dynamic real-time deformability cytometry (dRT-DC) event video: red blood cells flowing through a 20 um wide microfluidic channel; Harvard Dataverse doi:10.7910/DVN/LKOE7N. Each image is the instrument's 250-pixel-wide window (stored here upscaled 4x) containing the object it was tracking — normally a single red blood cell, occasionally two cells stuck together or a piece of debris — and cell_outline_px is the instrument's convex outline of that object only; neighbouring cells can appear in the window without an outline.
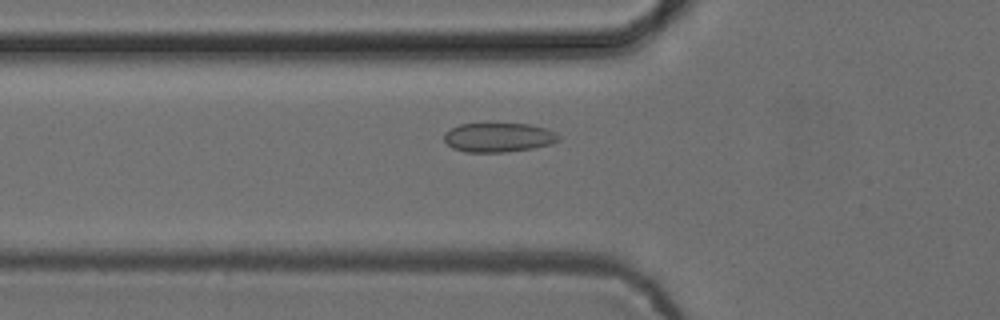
{"species": "common noctule bat (a hibernating species)", "species_latin": "Nyctalus noctula", "temperature_condition": "cold", "stored_images_in_passage": 53, "camera_frame_rate_fps": 3000, "um_per_image_px": 0.085, "animal": {"sex": "female", "body_mass_g": 24.6, "forearm_length_mm": 56.2}, "frame": {"image": 1, "passage_image": 19, "time_ms": 6.0, "image_size_px": [1000, 320], "cell_outline_px": [[560, 140], [548, 144], [532, 148], [504, 152], [464, 152], [452, 148], [444, 140], [444, 132], [460, 124], [492, 120], [528, 124], [548, 128], [556, 132], [560, 136]], "centroid_in_image_um": [42.35, 11.62], "position_along_channel_um": 83.4, "area_um2": 20.46}}
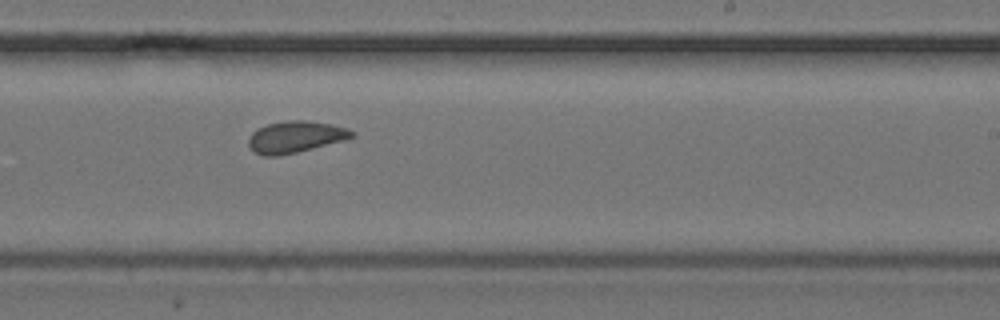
{"frame": {"image": 2, "passage_image": 33, "time_ms": 10.667, "image_size_px": [1000, 320], "cell_outline_px": [[356, 136], [344, 140], [296, 152], [276, 156], [264, 156], [252, 152], [248, 144], [248, 136], [256, 128], [268, 124], [288, 120], [304, 120], [332, 124], [348, 128], [356, 132]], "centroid_in_image_um": [25.09, 11.63], "position_along_channel_um": 263.9, "area_um2": 19.19}}
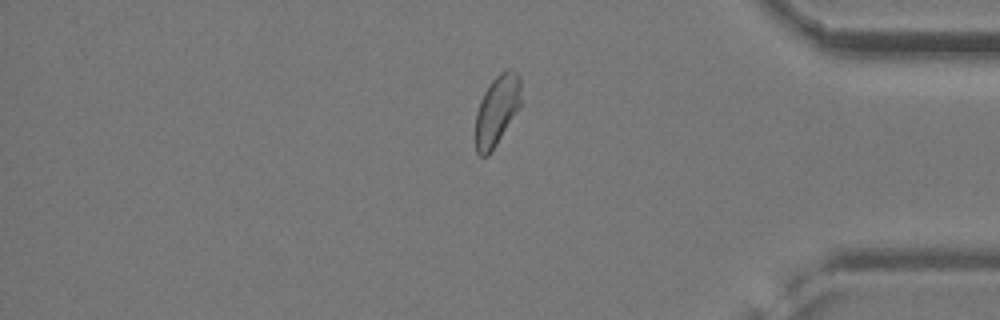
{"frame": {"image": 3, "passage_image": 45, "time_ms": 14.667, "image_size_px": [1000, 320], "cell_outline_px": [[520, 104], [516, 112], [496, 144], [488, 156], [480, 156], [476, 152], [476, 112], [480, 100], [484, 92], [492, 80], [500, 72], [508, 68], [516, 72], [520, 76]], "centroid_in_image_um": [42.22, 9.35], "position_along_channel_um": 393.0, "area_um2": 18.32}, "authors_computed_cell_mechanics": {"area_um2": 19.3052, "velocity_mm_per_s": 3.8531, "shape_relaxation_time_tau1_ms": null, "shape_relaxation_time_tau2_ms": 2.2999, "deformation_change_tau1": null, "deformation_change_tau2": 0.0547}}